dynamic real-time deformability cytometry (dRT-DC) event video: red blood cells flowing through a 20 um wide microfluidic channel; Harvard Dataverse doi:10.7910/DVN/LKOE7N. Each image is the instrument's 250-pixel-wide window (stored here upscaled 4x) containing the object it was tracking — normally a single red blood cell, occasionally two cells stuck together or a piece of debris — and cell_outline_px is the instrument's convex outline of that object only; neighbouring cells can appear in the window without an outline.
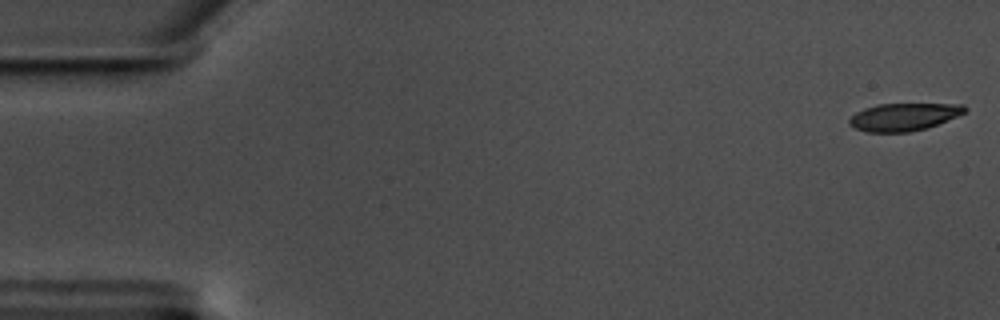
{"species": "common noctule bat (a hibernating species)", "species_latin": "Nyctalus noctula", "temperature_condition": "warm", "stored_images_in_passage": 58, "camera_frame_rate_fps": 3000, "um_per_image_px": 0.085, "animal": {"sex": "male", "body_mass_g": 17.5, "forearm_length_mm": 52.3}, "frame": {"image": 1, "passage_image": 1, "time_ms": 0.0, "image_size_px": [1000, 320], "cell_outline_px": [[968, 108], [964, 112], [956, 116], [928, 128], [908, 132], [868, 132], [856, 128], [848, 124], [848, 120], [856, 112], [864, 108], [880, 104], [964, 104]], "centroid_in_image_um": [76.81, 9.93], "position_along_channel_um": 8.2, "area_um2": 18.44}}
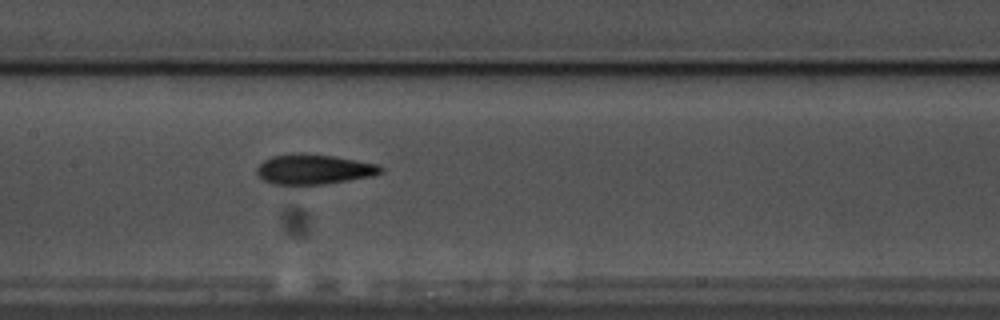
{"frame": {"image": 2, "passage_image": 28, "time_ms": 9.0, "image_size_px": [1000, 320], "cell_outline_px": [[384, 172], [372, 176], [324, 184], [296, 188], [292, 188], [272, 184], [264, 180], [256, 172], [256, 168], [264, 160], [272, 156], [292, 152], [304, 152], [332, 156], [356, 160], [376, 164], [384, 168]], "centroid_in_image_um": [26.61, 14.42], "position_along_channel_um": 180.8, "area_um2": 22.54}}
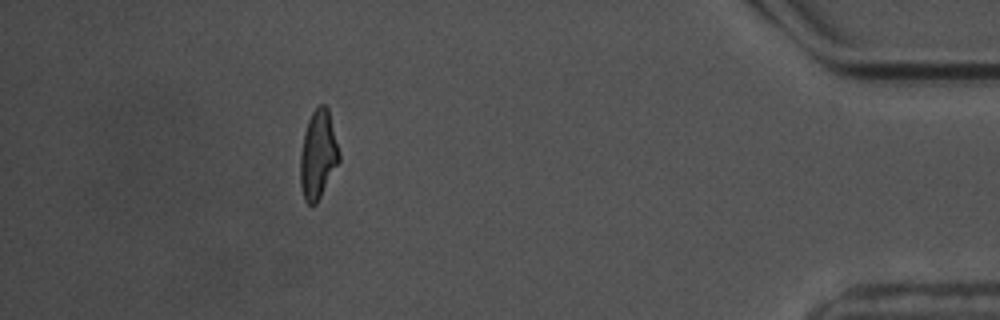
{"frame": {"image": 3, "passage_image": 52, "time_ms": 17.0, "image_size_px": [1000, 320], "cell_outline_px": [[340, 160], [316, 204], [308, 204], [304, 200], [300, 184], [300, 152], [304, 132], [308, 120], [312, 112], [320, 104], [324, 104], [328, 108], [340, 152]], "centroid_in_image_um": [27.03, 13.14], "position_along_channel_um": 408.2, "area_um2": 20.06}, "authors_computed_cell_mechanics": {"area_um2": 20.4323, "velocity_mm_per_s": 3.5259, "shape_relaxation_time_tau1_ms": 4.3782, "shape_relaxation_time_tau2_ms": 3.3541, "deformation_change_tau1": 0.169, "deformation_change_tau2": 0.1371}}